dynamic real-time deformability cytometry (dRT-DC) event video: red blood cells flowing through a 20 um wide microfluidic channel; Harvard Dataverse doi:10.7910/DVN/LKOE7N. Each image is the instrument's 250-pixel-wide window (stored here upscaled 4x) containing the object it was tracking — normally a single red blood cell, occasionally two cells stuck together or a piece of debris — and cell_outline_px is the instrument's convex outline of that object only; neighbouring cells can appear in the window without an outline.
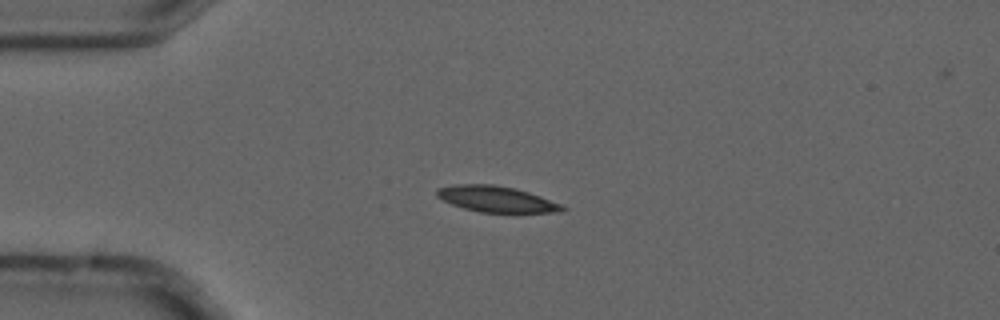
{"species": "common noctule bat (a hibernating species)", "species_latin": "Nyctalus noctula", "temperature_condition": "cold", "stored_images_in_passage": 8, "camera_frame_rate_fps": 3000, "um_per_image_px": 0.085, "animal": {"sex": "male", "forearm_length_mm": 52.5}, "frame": {"image": 1, "passage_image": 4, "time_ms": 1.0, "image_size_px": [1000, 320], "cell_outline_px": [[568, 208], [564, 212], [480, 212], [464, 208], [452, 204], [436, 196], [436, 188], [452, 184], [492, 184], [516, 188], [564, 204]], "centroid_in_image_um": [42.22, 16.91], "position_along_channel_um": 42.8, "area_um2": 19.13}}
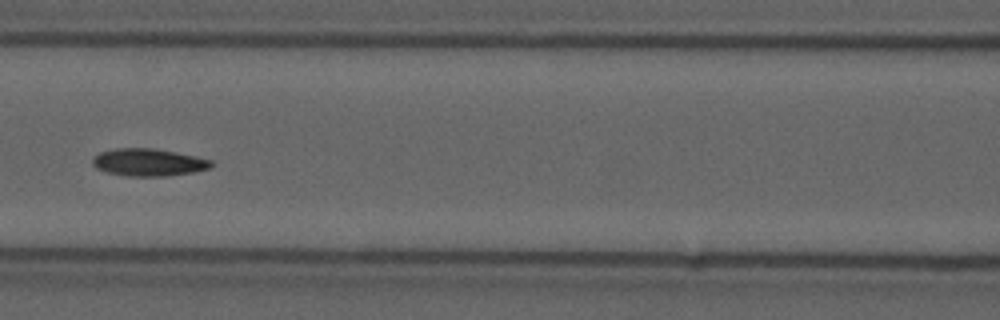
{"frame": {"image": 2, "passage_image": 7, "time_ms": 2.0, "image_size_px": [1000, 320], "cell_outline_px": [[216, 164], [208, 168], [192, 172], [168, 176], [128, 176], [108, 172], [96, 168], [92, 164], [92, 160], [100, 152], [116, 148], [152, 148], [176, 152], [196, 156], [212, 160]], "centroid_in_image_um": [12.65, 13.79], "position_along_channel_um": 154.0, "area_um2": 18.9}}
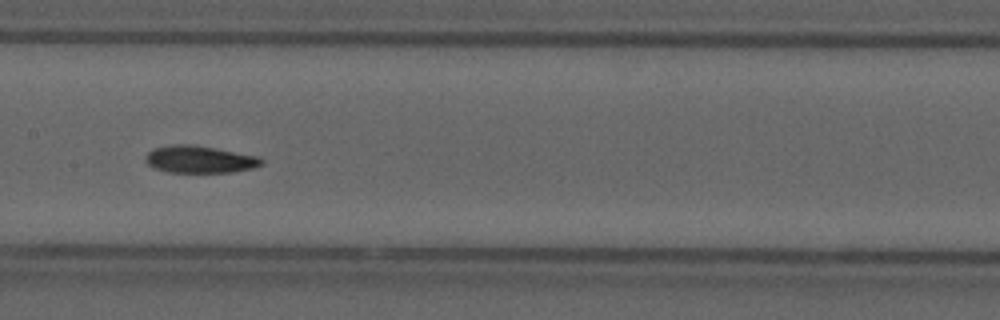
{"frame": {"image": 3, "passage_image": 8, "time_ms": 2.333, "image_size_px": [1000, 320], "cell_outline_px": [[264, 164], [252, 168], [232, 172], [168, 172], [156, 168], [148, 164], [144, 160], [144, 156], [152, 148], [172, 144], [192, 144], [256, 156], [264, 160]], "centroid_in_image_um": [16.93, 13.54], "position_along_channel_um": 190.5, "area_um2": 18.32}}